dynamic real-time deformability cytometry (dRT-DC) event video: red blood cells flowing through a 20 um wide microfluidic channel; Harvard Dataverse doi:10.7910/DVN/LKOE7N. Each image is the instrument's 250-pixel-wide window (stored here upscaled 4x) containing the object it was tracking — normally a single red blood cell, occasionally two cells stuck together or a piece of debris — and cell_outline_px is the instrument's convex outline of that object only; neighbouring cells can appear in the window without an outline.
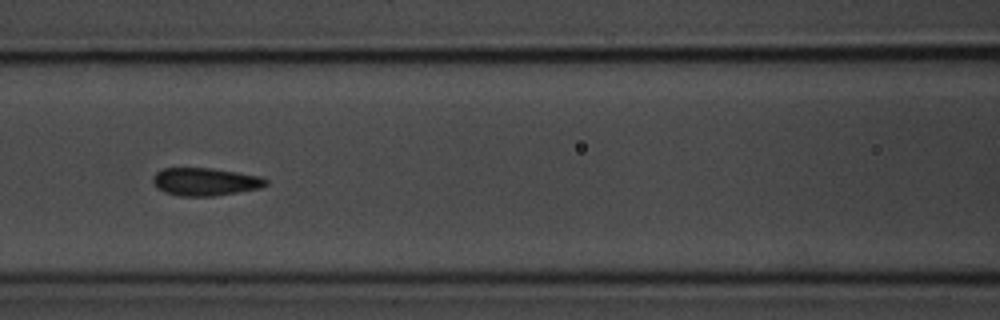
{"species": "common noctule bat (a hibernating species)", "species_latin": "Nyctalus noctula", "temperature_condition": "room temperature", "stored_images_in_passage": 8, "camera_frame_rate_fps": 3000, "um_per_image_px": 0.085, "animal": {"sex": "male", "body_mass_g": 20.1, "forearm_length_mm": 53.5}, "frame": {"image": 1, "passage_image": 7, "time_ms": 7.0, "image_size_px": [1000, 320], "cell_outline_px": [[268, 184], [260, 188], [212, 196], [180, 196], [164, 192], [156, 188], [152, 180], [152, 176], [156, 172], [164, 168], [212, 168], [260, 176], [268, 180]], "centroid_in_image_um": [17.41, 15.44], "position_along_channel_um": 149.2, "area_um2": 18.32}}
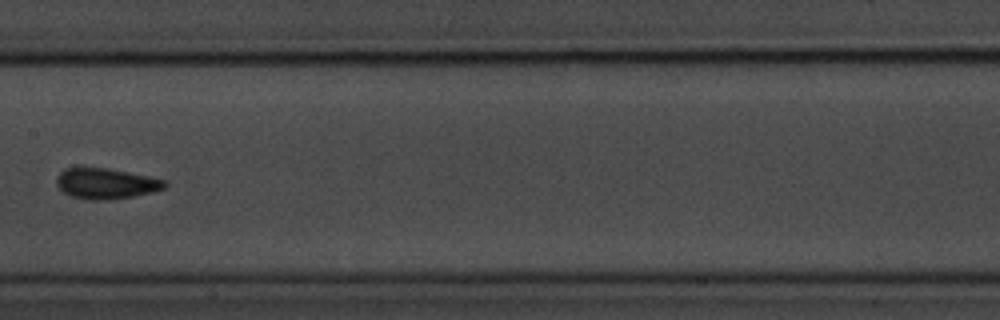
{"frame": {"image": 2, "passage_image": 8, "time_ms": 8.333, "image_size_px": [1000, 320], "cell_outline_px": [[168, 184], [164, 188], [152, 192], [132, 196], [108, 200], [88, 200], [72, 196], [64, 192], [56, 184], [56, 176], [64, 168], [108, 168], [168, 180]], "centroid_in_image_um": [9.01, 15.6], "position_along_channel_um": 198.4, "area_um2": 19.31}}